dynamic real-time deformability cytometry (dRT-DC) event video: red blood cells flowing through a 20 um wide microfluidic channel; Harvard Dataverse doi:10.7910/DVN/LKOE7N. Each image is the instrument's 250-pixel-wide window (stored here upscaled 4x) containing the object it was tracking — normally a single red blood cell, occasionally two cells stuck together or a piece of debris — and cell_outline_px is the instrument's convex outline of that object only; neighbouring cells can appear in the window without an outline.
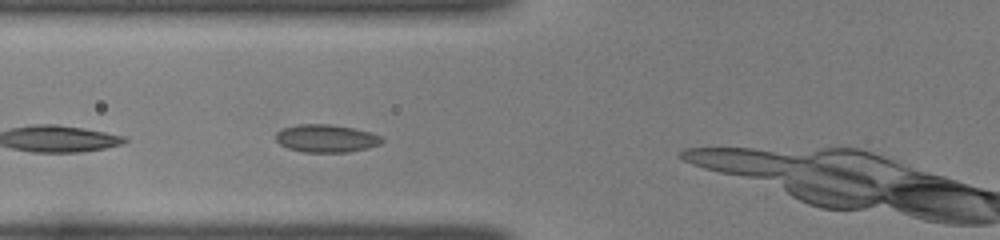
{"species": "common noctule bat (a hibernating species)", "species_latin": "Nyctalus noctula", "temperature_condition": "room temperature", "stored_images_in_passage": 8, "camera_frame_rate_fps": 3000, "um_per_image_px": 0.085, "animal": {"sex": "female", "body_mass_g": 22.0, "forearm_length_mm": 56.7}, "frame": {"image": 1, "passage_image": 5, "time_ms": 1.333, "image_size_px": [1000, 240], "cell_outline_px": [[384, 140], [380, 144], [368, 148], [348, 152], [304, 152], [288, 148], [280, 144], [276, 140], [276, 132], [280, 128], [296, 124], [332, 124], [372, 132], [380, 136]], "centroid_in_image_um": [27.71, 11.75], "position_along_channel_um": 98.1, "area_um2": 17.34}}